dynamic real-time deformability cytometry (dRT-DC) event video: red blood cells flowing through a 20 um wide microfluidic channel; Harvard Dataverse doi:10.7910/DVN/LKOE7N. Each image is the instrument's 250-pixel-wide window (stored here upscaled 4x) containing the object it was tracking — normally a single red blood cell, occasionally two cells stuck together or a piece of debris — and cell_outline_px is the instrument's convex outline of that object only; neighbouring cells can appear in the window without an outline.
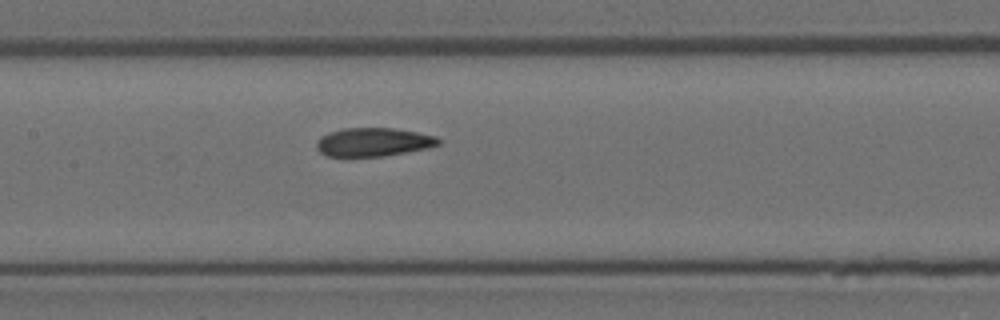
{"species": "Egyptian fruit bat (a non-hibernating species)", "species_latin": "Rousettus aegyptiacus", "temperature_condition": "room temperature", "stored_images_in_passage": 6, "camera_frame_rate_fps": 3000, "um_per_image_px": 0.085, "animal": {"sex": "female"}, "frame": {"image": 1, "passage_image": 6, "time_ms": 1.667, "image_size_px": [1000, 320], "cell_outline_px": [[440, 144], [428, 148], [384, 156], [328, 156], [320, 152], [316, 148], [316, 140], [320, 136], [328, 132], [344, 128], [392, 128], [416, 132], [436, 136], [440, 140]], "centroid_in_image_um": [31.71, 12.07], "position_along_channel_um": 175.7, "area_um2": 20.29}}